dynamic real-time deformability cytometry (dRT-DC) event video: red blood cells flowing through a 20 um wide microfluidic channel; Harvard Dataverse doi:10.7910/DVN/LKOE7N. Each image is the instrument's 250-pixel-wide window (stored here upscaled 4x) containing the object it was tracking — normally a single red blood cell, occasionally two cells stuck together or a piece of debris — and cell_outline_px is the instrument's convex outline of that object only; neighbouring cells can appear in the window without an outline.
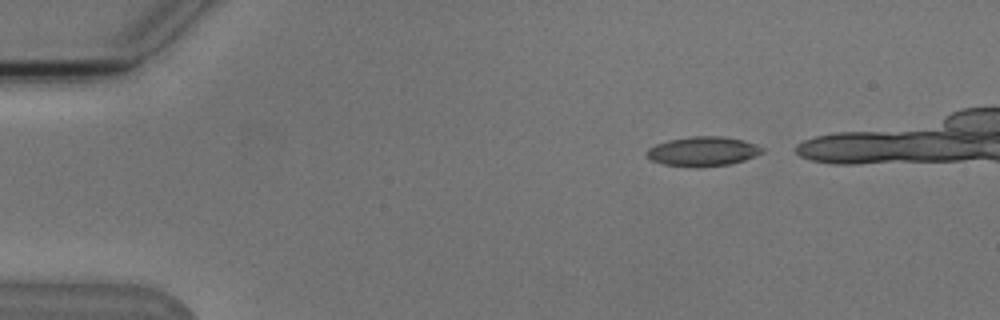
{"species": "Egyptian fruit bat (a non-hibernating species)", "species_latin": "Rousettus aegyptiacus", "temperature_condition": "cold", "stored_images_in_passage": 5, "camera_frame_rate_fps": 3000, "um_per_image_px": 0.085, "animal": {"sex": "male"}, "frame": {"image": 1, "passage_image": 1, "time_ms": 0.0, "image_size_px": [1000, 320], "cell_outline_px": [[764, 152], [756, 156], [744, 160], [728, 164], [664, 164], [652, 160], [648, 156], [648, 148], [656, 144], [668, 140], [688, 136], [724, 136], [744, 140], [756, 144], [764, 148]], "centroid_in_image_um": [59.81, 12.8], "position_along_channel_um": 25.2, "area_um2": 19.02}}
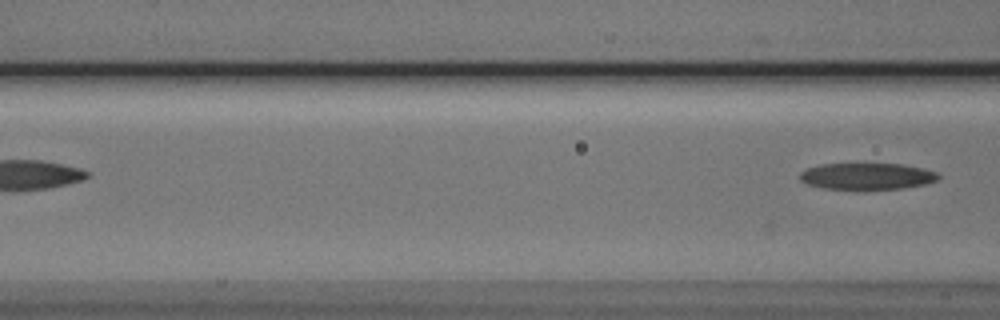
{"frame": {"image": 2, "passage_image": 5, "time_ms": 5.667, "image_size_px": [1000, 320], "cell_outline_px": [[940, 176], [936, 180], [924, 184], [904, 188], [824, 188], [808, 184], [800, 180], [800, 172], [804, 168], [820, 164], [900, 164], [920, 168], [936, 172]], "centroid_in_image_um": [73.64, 14.96], "position_along_channel_um": 93.0, "area_um2": 20.92}}